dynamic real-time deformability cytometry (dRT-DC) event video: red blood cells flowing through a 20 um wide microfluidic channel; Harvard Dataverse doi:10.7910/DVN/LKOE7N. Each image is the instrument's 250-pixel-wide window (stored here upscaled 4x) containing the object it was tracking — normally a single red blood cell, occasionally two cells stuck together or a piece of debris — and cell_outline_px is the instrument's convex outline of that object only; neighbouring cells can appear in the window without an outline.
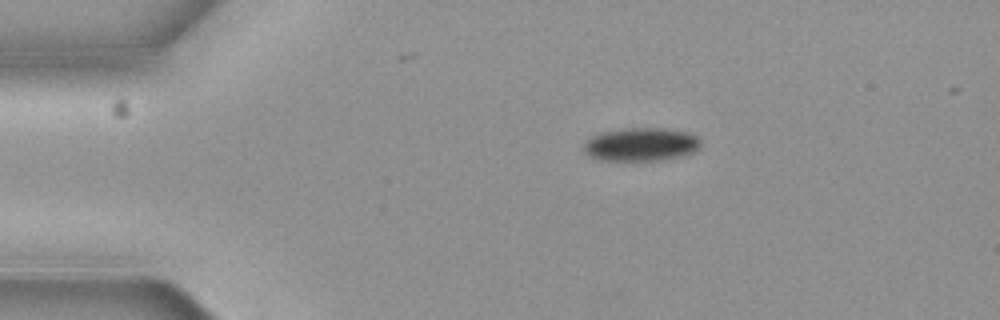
{"species": "common noctule bat (a hibernating species)", "species_latin": "Nyctalus noctula", "temperature_condition": "cold", "stored_images_in_passage": 3, "segment_of_instrument_passage": [1, 2], "camera_frame_rate_fps": 3000, "um_per_image_px": 0.085, "animal": {"sex": "female", "body_mass_g": 19.3, "forearm_length_mm": 54.1}, "frame": {"image": 1, "passage_image": 1, "time_ms": 0.0, "image_size_px": [1000, 320], "cell_outline_px": [[700, 144], [692, 152], [680, 156], [660, 160], [600, 160], [588, 156], [584, 148], [584, 144], [592, 136], [604, 132], [624, 128], [664, 128], [688, 132], [696, 136], [700, 140]], "centroid_in_image_um": [54.47, 12.27], "position_along_channel_um": 30.5, "area_um2": 22.43}}